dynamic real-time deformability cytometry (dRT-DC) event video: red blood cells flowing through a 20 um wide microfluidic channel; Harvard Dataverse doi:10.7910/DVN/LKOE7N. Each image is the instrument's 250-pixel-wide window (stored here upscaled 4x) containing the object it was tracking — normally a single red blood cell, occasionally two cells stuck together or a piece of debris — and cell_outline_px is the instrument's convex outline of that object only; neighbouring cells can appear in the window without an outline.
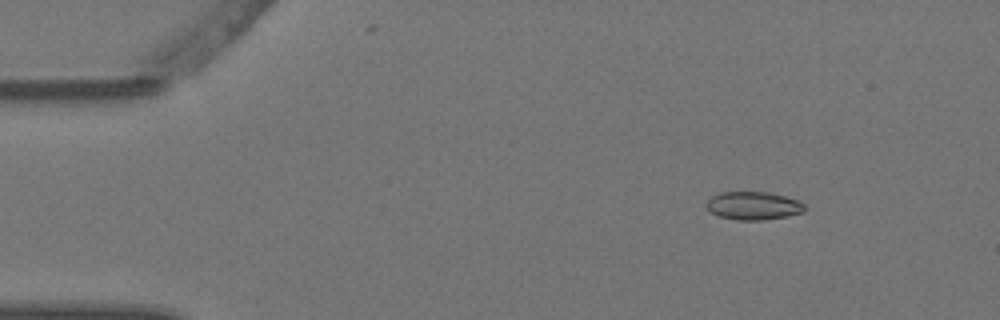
{"species": "Egyptian fruit bat (a non-hibernating species)", "species_latin": "Rousettus aegyptiacus", "temperature_condition": "warm", "stored_images_in_passage": 6, "camera_frame_rate_fps": 3000, "um_per_image_px": 0.085, "animal": {"sex": "female"}, "frame": {"image": 1, "passage_image": 2, "time_ms": 0.333, "image_size_px": [1000, 320], "cell_outline_px": [[804, 212], [788, 216], [764, 220], [736, 220], [716, 216], [708, 212], [704, 204], [712, 196], [720, 192], [772, 192], [800, 200], [804, 204]], "centroid_in_image_um": [64.01, 17.49], "position_along_channel_um": 21.0, "area_um2": 16.53}}
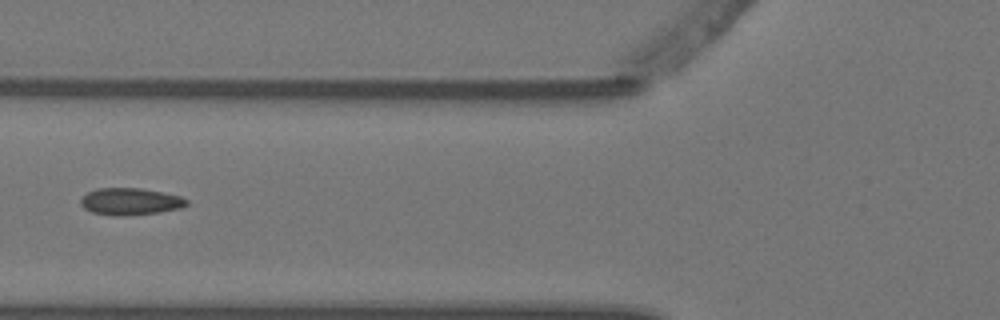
{"frame": {"image": 2, "passage_image": 6, "time_ms": 1.667, "image_size_px": [1000, 320], "cell_outline_px": [[188, 204], [184, 208], [160, 212], [124, 216], [112, 216], [92, 212], [84, 208], [80, 204], [80, 200], [88, 192], [96, 188], [140, 188], [180, 196], [188, 200]], "centroid_in_image_um": [11.08, 17.14], "position_along_channel_um": 114.7, "area_um2": 16.76}}